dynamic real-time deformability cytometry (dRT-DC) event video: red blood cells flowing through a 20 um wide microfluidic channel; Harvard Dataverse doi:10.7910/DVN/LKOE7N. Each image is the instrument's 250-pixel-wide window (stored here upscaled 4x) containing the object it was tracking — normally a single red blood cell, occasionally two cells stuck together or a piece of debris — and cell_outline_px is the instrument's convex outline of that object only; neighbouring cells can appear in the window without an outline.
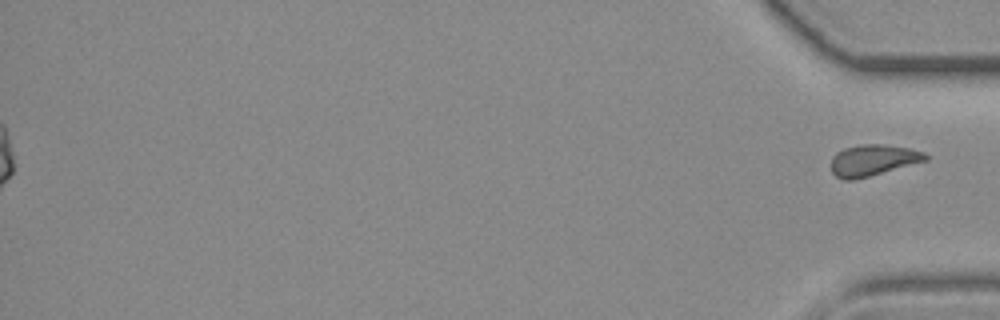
{"species": "common noctule bat (a hibernating species)", "species_latin": "Nyctalus noctula", "temperature_condition": "room temperature", "stored_images_in_passage": 31, "segment_of_instrument_passage": [2, 2], "camera_frame_rate_fps": 3000, "um_per_image_px": 0.085, "animal": {"sex": "female", "body_mass_g": 19.3, "forearm_length_mm": 54.1}, "frame": {"image": 1, "passage_image": 31, "time_ms": 10.0, "image_size_px": [1000, 320], "cell_outline_px": [[928, 160], [868, 176], [852, 180], [844, 180], [836, 176], [832, 172], [832, 156], [836, 152], [844, 148], [860, 144], [884, 144], [908, 148], [924, 152], [928, 156]], "centroid_in_image_um": [74.19, 13.6], "position_along_channel_um": 361.0, "area_um2": 17.05}}